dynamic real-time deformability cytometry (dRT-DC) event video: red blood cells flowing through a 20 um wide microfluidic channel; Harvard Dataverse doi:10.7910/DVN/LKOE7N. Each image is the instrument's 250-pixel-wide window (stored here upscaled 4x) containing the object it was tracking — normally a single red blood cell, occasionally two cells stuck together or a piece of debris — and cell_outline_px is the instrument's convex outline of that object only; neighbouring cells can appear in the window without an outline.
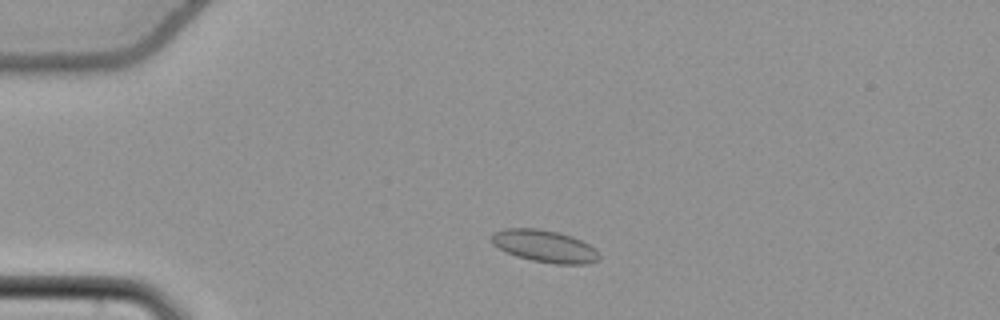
{"species": "common noctule bat (a hibernating species)", "species_latin": "Nyctalus noctula", "temperature_condition": "cold", "stored_images_in_passage": 49, "camera_frame_rate_fps": 3000, "um_per_image_px": 0.085, "animal": {"sex": "female", "body_mass_g": 22.7, "forearm_length_mm": 54.2}, "frame": {"image": 1, "passage_image": 7, "time_ms": 2.0, "image_size_px": [1000, 320], "cell_outline_px": [[600, 260], [588, 264], [556, 264], [532, 260], [516, 256], [492, 244], [492, 236], [496, 232], [504, 228], [536, 228], [556, 232], [572, 236], [596, 248], [600, 256]], "centroid_in_image_um": [46.34, 20.93], "position_along_channel_um": 38.7, "area_um2": 20.06}}
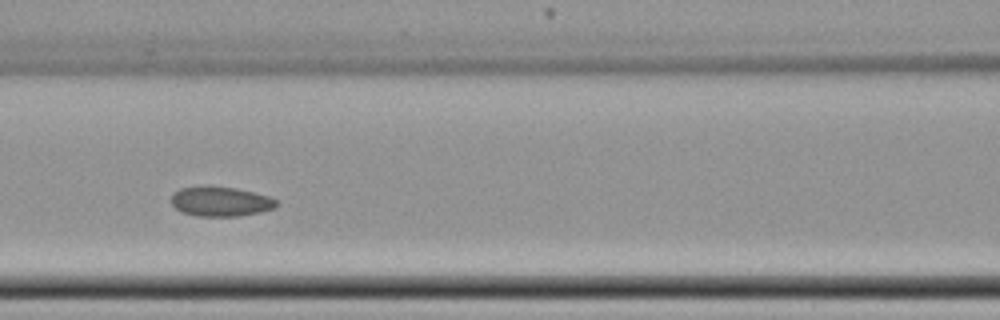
{"frame": {"image": 2, "passage_image": 19, "time_ms": 6.0, "image_size_px": [1000, 320], "cell_outline_px": [[280, 204], [276, 208], [260, 212], [240, 216], [196, 216], [180, 212], [172, 204], [172, 196], [180, 188], [236, 188], [268, 196], [276, 200]], "centroid_in_image_um": [18.8, 17.17], "position_along_channel_um": 147.8, "area_um2": 17.74}}
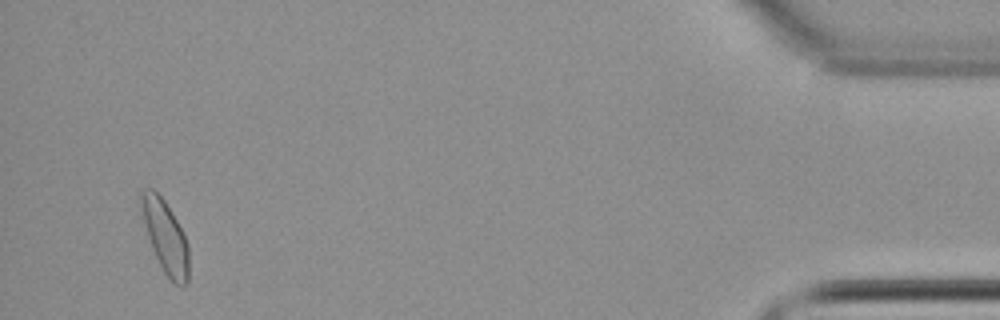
{"frame": {"image": 3, "passage_image": 47, "time_ms": 15.333, "image_size_px": [1000, 320], "cell_outline_px": [[188, 284], [184, 288], [176, 284], [164, 272], [152, 248], [148, 236], [140, 204], [140, 192], [148, 188], [152, 188], [164, 200], [176, 220], [188, 244]], "centroid_in_image_um": [14.06, 20.14], "position_along_channel_um": 421.1, "area_um2": 19.59}, "authors_computed_cell_mechanics": {"area_um2": 18.9006, "velocity_mm_per_s": 3.7617, "shape_relaxation_time_tau1_ms": null, "shape_relaxation_time_tau2_ms": 3.0253, "deformation_change_tau1": null, "deformation_change_tau2": 0.0599}}